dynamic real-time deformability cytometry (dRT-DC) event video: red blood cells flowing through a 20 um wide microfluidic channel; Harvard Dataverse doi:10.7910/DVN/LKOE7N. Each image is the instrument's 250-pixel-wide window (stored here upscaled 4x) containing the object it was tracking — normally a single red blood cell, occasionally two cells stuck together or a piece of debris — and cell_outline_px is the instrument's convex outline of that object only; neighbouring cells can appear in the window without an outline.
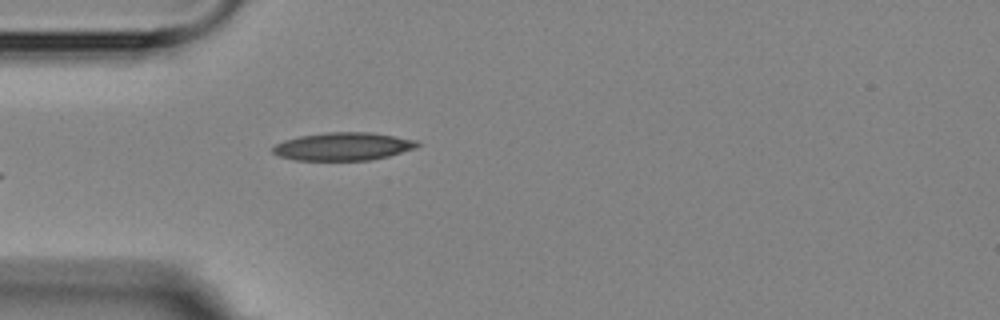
{"species": "Egyptian fruit bat (a non-hibernating species)", "species_latin": "Rousettus aegyptiacus", "temperature_condition": "room temperature", "stored_images_in_passage": 4, "camera_frame_rate_fps": 3000, "um_per_image_px": 0.085, "animal": {"sex": "female"}, "frame": {"image": 1, "passage_image": 4, "time_ms": 4.333, "image_size_px": [1000, 320], "cell_outline_px": [[420, 144], [416, 148], [388, 156], [372, 160], [296, 160], [280, 156], [272, 152], [272, 148], [276, 144], [284, 140], [300, 136], [328, 132], [372, 132], [416, 140]], "centroid_in_image_um": [29.18, 12.44], "position_along_channel_um": 55.8, "area_um2": 23.47}}